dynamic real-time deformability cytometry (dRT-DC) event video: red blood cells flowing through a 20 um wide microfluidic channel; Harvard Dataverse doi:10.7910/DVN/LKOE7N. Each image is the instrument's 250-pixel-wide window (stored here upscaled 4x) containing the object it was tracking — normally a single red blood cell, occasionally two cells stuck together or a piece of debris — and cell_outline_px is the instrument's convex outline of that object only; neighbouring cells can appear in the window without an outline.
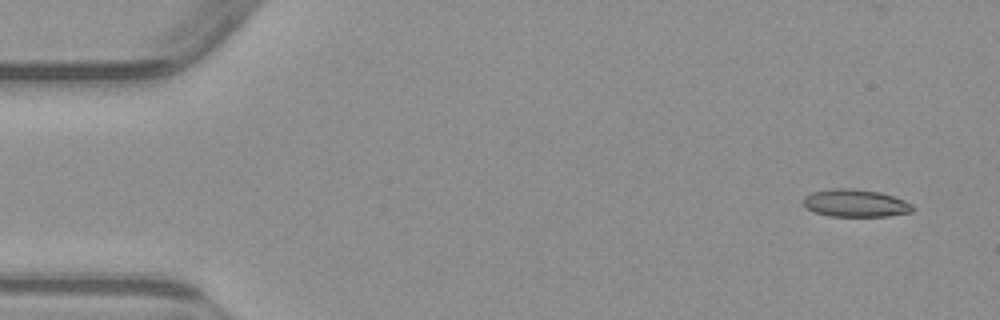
{"species": "common noctule bat (a hibernating species)", "species_latin": "Nyctalus noctula", "temperature_condition": "warm", "stored_images_in_passage": 3, "segment_of_instrument_passage": [2, 2], "camera_frame_rate_fps": 3000, "um_per_image_px": 0.085, "animal": {"sex": "male", "body_mass_g": 23.1, "forearm_length_mm": 52.7}, "frame": {"image": 1, "passage_image": 3, "time_ms": 2.667, "image_size_px": [1000, 320], "cell_outline_px": [[916, 208], [912, 212], [888, 216], [828, 216], [804, 208], [800, 200], [804, 196], [812, 192], [832, 188], [852, 188], [880, 192], [904, 200], [912, 204]], "centroid_in_image_um": [72.67, 17.26], "position_along_channel_um": 12.3, "area_um2": 17.86}}